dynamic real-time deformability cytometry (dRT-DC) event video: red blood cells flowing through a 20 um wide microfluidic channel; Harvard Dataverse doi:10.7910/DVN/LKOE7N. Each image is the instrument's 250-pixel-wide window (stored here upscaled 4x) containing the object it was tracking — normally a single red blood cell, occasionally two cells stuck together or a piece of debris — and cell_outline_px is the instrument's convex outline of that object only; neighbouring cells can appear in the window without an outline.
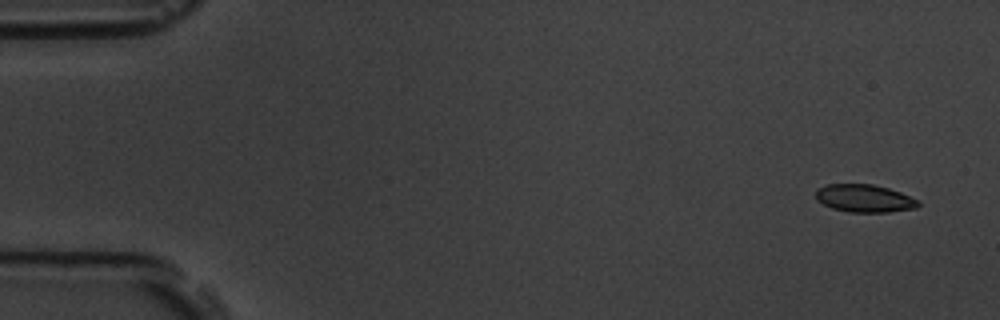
{"species": "common noctule bat (a hibernating species)", "species_latin": "Nyctalus noctula", "temperature_condition": "room temperature", "stored_images_in_passage": 5, "camera_frame_rate_fps": 3000, "um_per_image_px": 0.085, "animal": {"sex": "male", "body_mass_g": 19.5, "forearm_length_mm": 54.6}, "frame": {"image": 1, "passage_image": 1, "time_ms": 0.0, "image_size_px": [1000, 320], "cell_outline_px": [[920, 204], [916, 208], [888, 212], [848, 212], [832, 208], [816, 200], [816, 188], [828, 184], [872, 184], [888, 188], [900, 192], [920, 200]], "centroid_in_image_um": [73.48, 16.86], "position_along_channel_um": 11.5, "area_um2": 16.65}}
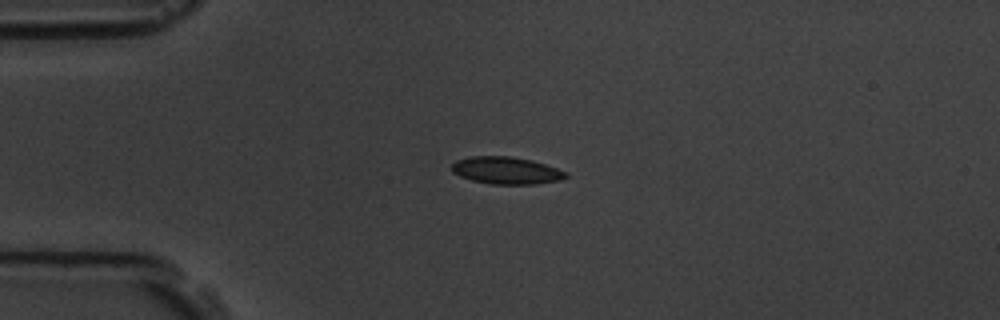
{"frame": {"image": 2, "passage_image": 4, "time_ms": 3.667, "image_size_px": [1000, 320], "cell_outline_px": [[568, 176], [560, 180], [536, 184], [492, 184], [472, 180], [460, 176], [452, 172], [452, 164], [456, 160], [472, 156], [512, 156], [532, 160], [568, 172]], "centroid_in_image_um": [43.04, 14.49], "position_along_channel_um": 42.0, "area_um2": 18.09}}